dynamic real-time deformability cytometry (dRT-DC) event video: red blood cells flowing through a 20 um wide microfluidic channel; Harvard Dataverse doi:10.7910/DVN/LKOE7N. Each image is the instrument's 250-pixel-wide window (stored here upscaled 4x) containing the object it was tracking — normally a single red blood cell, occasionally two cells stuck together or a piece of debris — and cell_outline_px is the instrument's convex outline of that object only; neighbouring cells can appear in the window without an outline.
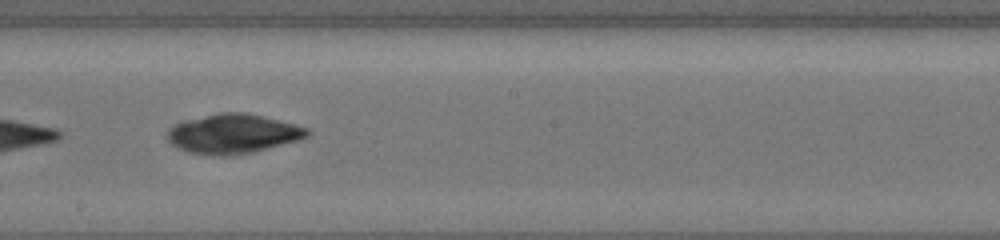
{"species": "common noctule bat (a hibernating species)", "species_latin": "Nyctalus noctula", "temperature_condition": "cold", "stored_images_in_passage": 20, "camera_frame_rate_fps": 3000, "um_per_image_px": 0.085, "animal": {"sex": "female", "body_mass_g": 19.5, "forearm_length_mm": 54.1}, "frame": {"image": 1, "passage_image": 12, "time_ms": 10.0, "image_size_px": [1000, 240], "cell_outline_px": [[308, 136], [296, 140], [256, 152], [232, 156], [212, 156], [188, 152], [176, 148], [164, 136], [168, 128], [184, 120], [216, 112], [244, 112], [308, 128]], "centroid_in_image_um": [19.7, 11.39], "position_along_channel_um": 228.5, "area_um2": 32.31}}
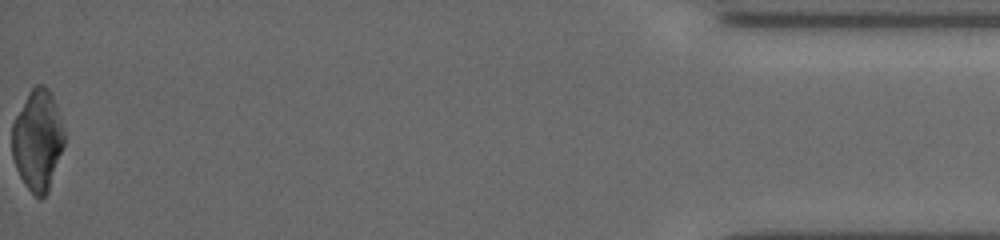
{"frame": {"image": 2, "passage_image": 20, "time_ms": 17.333, "image_size_px": [1000, 240], "cell_outline_px": [[64, 144], [48, 192], [40, 200], [24, 184], [16, 168], [12, 156], [12, 124], [28, 92], [36, 84], [44, 84], [48, 88], [52, 96], [60, 116], [64, 128]], "centroid_in_image_um": [3.2, 11.91], "position_along_channel_um": 432.0, "area_um2": 30.58}}